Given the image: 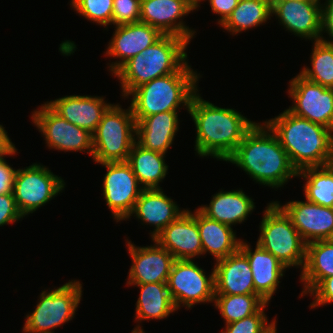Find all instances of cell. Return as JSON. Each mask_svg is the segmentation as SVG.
<instances>
[{"instance_id": "6da1fadb", "label": "cell", "mask_w": 333, "mask_h": 333, "mask_svg": "<svg viewBox=\"0 0 333 333\" xmlns=\"http://www.w3.org/2000/svg\"><path fill=\"white\" fill-rule=\"evenodd\" d=\"M198 92L192 97L188 112L196 127V154L226 161L256 122L234 108L218 107L204 100Z\"/></svg>"}, {"instance_id": "7a4b0ae2", "label": "cell", "mask_w": 333, "mask_h": 333, "mask_svg": "<svg viewBox=\"0 0 333 333\" xmlns=\"http://www.w3.org/2000/svg\"><path fill=\"white\" fill-rule=\"evenodd\" d=\"M262 123L254 124L225 162L241 168L256 183L278 189L298 172L276 135Z\"/></svg>"}, {"instance_id": "3957f363", "label": "cell", "mask_w": 333, "mask_h": 333, "mask_svg": "<svg viewBox=\"0 0 333 333\" xmlns=\"http://www.w3.org/2000/svg\"><path fill=\"white\" fill-rule=\"evenodd\" d=\"M264 123L276 135L297 172L329 164L333 156V130L288 109Z\"/></svg>"}, {"instance_id": "277c9868", "label": "cell", "mask_w": 333, "mask_h": 333, "mask_svg": "<svg viewBox=\"0 0 333 333\" xmlns=\"http://www.w3.org/2000/svg\"><path fill=\"white\" fill-rule=\"evenodd\" d=\"M187 62L179 71L157 77L132 90L130 107L135 121L168 111H179L181 107L189 112L190 102L198 91L200 73ZM182 105V106H181Z\"/></svg>"}, {"instance_id": "5b68a950", "label": "cell", "mask_w": 333, "mask_h": 333, "mask_svg": "<svg viewBox=\"0 0 333 333\" xmlns=\"http://www.w3.org/2000/svg\"><path fill=\"white\" fill-rule=\"evenodd\" d=\"M190 42L175 35H163L152 46L124 63L113 75L120 81L122 97L157 77L176 73L187 62Z\"/></svg>"}, {"instance_id": "8992f818", "label": "cell", "mask_w": 333, "mask_h": 333, "mask_svg": "<svg viewBox=\"0 0 333 333\" xmlns=\"http://www.w3.org/2000/svg\"><path fill=\"white\" fill-rule=\"evenodd\" d=\"M256 243L272 253L288 269L301 268L306 259V243L293 225L290 217L275 202L267 204Z\"/></svg>"}, {"instance_id": "52a82bcc", "label": "cell", "mask_w": 333, "mask_h": 333, "mask_svg": "<svg viewBox=\"0 0 333 333\" xmlns=\"http://www.w3.org/2000/svg\"><path fill=\"white\" fill-rule=\"evenodd\" d=\"M136 141V121L131 107L112 104L92 134L93 161L124 162Z\"/></svg>"}, {"instance_id": "ba28073f", "label": "cell", "mask_w": 333, "mask_h": 333, "mask_svg": "<svg viewBox=\"0 0 333 333\" xmlns=\"http://www.w3.org/2000/svg\"><path fill=\"white\" fill-rule=\"evenodd\" d=\"M48 290H42L35 310L26 315L24 333H54V328L75 317L83 295L80 281L69 280L56 289Z\"/></svg>"}, {"instance_id": "9c48e42d", "label": "cell", "mask_w": 333, "mask_h": 333, "mask_svg": "<svg viewBox=\"0 0 333 333\" xmlns=\"http://www.w3.org/2000/svg\"><path fill=\"white\" fill-rule=\"evenodd\" d=\"M65 180L40 163L17 169L13 195L19 212L25 217L58 196Z\"/></svg>"}, {"instance_id": "30bf717a", "label": "cell", "mask_w": 333, "mask_h": 333, "mask_svg": "<svg viewBox=\"0 0 333 333\" xmlns=\"http://www.w3.org/2000/svg\"><path fill=\"white\" fill-rule=\"evenodd\" d=\"M167 285L177 310L181 306L188 310L199 303L214 302V269L206 276L194 260H175Z\"/></svg>"}, {"instance_id": "8fae6325", "label": "cell", "mask_w": 333, "mask_h": 333, "mask_svg": "<svg viewBox=\"0 0 333 333\" xmlns=\"http://www.w3.org/2000/svg\"><path fill=\"white\" fill-rule=\"evenodd\" d=\"M31 118L49 149L85 152L93 157L92 134L60 117L45 102L32 111Z\"/></svg>"}, {"instance_id": "7c38bea8", "label": "cell", "mask_w": 333, "mask_h": 333, "mask_svg": "<svg viewBox=\"0 0 333 333\" xmlns=\"http://www.w3.org/2000/svg\"><path fill=\"white\" fill-rule=\"evenodd\" d=\"M291 113L333 130V88L312 82L300 73L289 81Z\"/></svg>"}, {"instance_id": "4fadbf2b", "label": "cell", "mask_w": 333, "mask_h": 333, "mask_svg": "<svg viewBox=\"0 0 333 333\" xmlns=\"http://www.w3.org/2000/svg\"><path fill=\"white\" fill-rule=\"evenodd\" d=\"M99 164L107 169L102 185L104 200L116 222L126 221L143 188L126 161Z\"/></svg>"}, {"instance_id": "5bb4252c", "label": "cell", "mask_w": 333, "mask_h": 333, "mask_svg": "<svg viewBox=\"0 0 333 333\" xmlns=\"http://www.w3.org/2000/svg\"><path fill=\"white\" fill-rule=\"evenodd\" d=\"M197 9L187 0H141L140 21L157 28L163 35H175L188 40L195 36V29L183 21Z\"/></svg>"}, {"instance_id": "9a60e30c", "label": "cell", "mask_w": 333, "mask_h": 333, "mask_svg": "<svg viewBox=\"0 0 333 333\" xmlns=\"http://www.w3.org/2000/svg\"><path fill=\"white\" fill-rule=\"evenodd\" d=\"M150 246H136L126 239L128 253L132 258L126 284H145L167 282L174 256L155 240ZM153 245V246H152Z\"/></svg>"}, {"instance_id": "2e32d148", "label": "cell", "mask_w": 333, "mask_h": 333, "mask_svg": "<svg viewBox=\"0 0 333 333\" xmlns=\"http://www.w3.org/2000/svg\"><path fill=\"white\" fill-rule=\"evenodd\" d=\"M113 37L107 45L105 56L116 60L108 64L113 75L124 63L152 46L163 34L147 23L141 21L115 26Z\"/></svg>"}, {"instance_id": "e0dca14e", "label": "cell", "mask_w": 333, "mask_h": 333, "mask_svg": "<svg viewBox=\"0 0 333 333\" xmlns=\"http://www.w3.org/2000/svg\"><path fill=\"white\" fill-rule=\"evenodd\" d=\"M153 240L167 249L176 260L199 258L203 255V247L197 226V209L194 212L186 209Z\"/></svg>"}, {"instance_id": "ac0fdd59", "label": "cell", "mask_w": 333, "mask_h": 333, "mask_svg": "<svg viewBox=\"0 0 333 333\" xmlns=\"http://www.w3.org/2000/svg\"><path fill=\"white\" fill-rule=\"evenodd\" d=\"M321 1H272V16L300 38L321 40Z\"/></svg>"}, {"instance_id": "d6986e66", "label": "cell", "mask_w": 333, "mask_h": 333, "mask_svg": "<svg viewBox=\"0 0 333 333\" xmlns=\"http://www.w3.org/2000/svg\"><path fill=\"white\" fill-rule=\"evenodd\" d=\"M306 244L327 240L333 231V208L309 201H289L281 205Z\"/></svg>"}, {"instance_id": "ffe728a7", "label": "cell", "mask_w": 333, "mask_h": 333, "mask_svg": "<svg viewBox=\"0 0 333 333\" xmlns=\"http://www.w3.org/2000/svg\"><path fill=\"white\" fill-rule=\"evenodd\" d=\"M104 99L102 96L67 95L46 104L60 117L93 134L103 114L112 105Z\"/></svg>"}, {"instance_id": "44dd1931", "label": "cell", "mask_w": 333, "mask_h": 333, "mask_svg": "<svg viewBox=\"0 0 333 333\" xmlns=\"http://www.w3.org/2000/svg\"><path fill=\"white\" fill-rule=\"evenodd\" d=\"M163 189H143L137 199L130 219L133 215L141 220L142 225L153 226L151 239L155 237L171 222L176 220L186 209L179 208L177 202L162 191Z\"/></svg>"}, {"instance_id": "7402d4cb", "label": "cell", "mask_w": 333, "mask_h": 333, "mask_svg": "<svg viewBox=\"0 0 333 333\" xmlns=\"http://www.w3.org/2000/svg\"><path fill=\"white\" fill-rule=\"evenodd\" d=\"M213 269L215 295L258 294L247 256L240 249L215 261Z\"/></svg>"}, {"instance_id": "603a6c76", "label": "cell", "mask_w": 333, "mask_h": 333, "mask_svg": "<svg viewBox=\"0 0 333 333\" xmlns=\"http://www.w3.org/2000/svg\"><path fill=\"white\" fill-rule=\"evenodd\" d=\"M247 242L242 239L239 249L247 256L255 291L269 303L288 268L258 243L253 251Z\"/></svg>"}, {"instance_id": "cb8c5ba5", "label": "cell", "mask_w": 333, "mask_h": 333, "mask_svg": "<svg viewBox=\"0 0 333 333\" xmlns=\"http://www.w3.org/2000/svg\"><path fill=\"white\" fill-rule=\"evenodd\" d=\"M178 112L157 113L136 121V141L146 149L166 154L179 131Z\"/></svg>"}, {"instance_id": "d4e9b609", "label": "cell", "mask_w": 333, "mask_h": 333, "mask_svg": "<svg viewBox=\"0 0 333 333\" xmlns=\"http://www.w3.org/2000/svg\"><path fill=\"white\" fill-rule=\"evenodd\" d=\"M198 209L207 217L233 227L247 220L255 203L242 189L220 190L212 195L209 205H201Z\"/></svg>"}, {"instance_id": "484cf974", "label": "cell", "mask_w": 333, "mask_h": 333, "mask_svg": "<svg viewBox=\"0 0 333 333\" xmlns=\"http://www.w3.org/2000/svg\"><path fill=\"white\" fill-rule=\"evenodd\" d=\"M140 288L136 304L135 322L137 326L132 331L143 332L140 323L145 320H162L169 317L177 309L171 299L167 282L126 284Z\"/></svg>"}, {"instance_id": "4316f807", "label": "cell", "mask_w": 333, "mask_h": 333, "mask_svg": "<svg viewBox=\"0 0 333 333\" xmlns=\"http://www.w3.org/2000/svg\"><path fill=\"white\" fill-rule=\"evenodd\" d=\"M197 226L203 247V255L210 253L220 260L236 252L242 239L229 225L213 220L197 208Z\"/></svg>"}, {"instance_id": "83f0119b", "label": "cell", "mask_w": 333, "mask_h": 333, "mask_svg": "<svg viewBox=\"0 0 333 333\" xmlns=\"http://www.w3.org/2000/svg\"><path fill=\"white\" fill-rule=\"evenodd\" d=\"M165 155L134 142L126 162L143 189H162L159 185L168 174L169 167L165 162Z\"/></svg>"}, {"instance_id": "f1b7e54d", "label": "cell", "mask_w": 333, "mask_h": 333, "mask_svg": "<svg viewBox=\"0 0 333 333\" xmlns=\"http://www.w3.org/2000/svg\"><path fill=\"white\" fill-rule=\"evenodd\" d=\"M333 275V244L320 240L306 245V259L300 273L303 290L299 296L308 295L324 278Z\"/></svg>"}, {"instance_id": "f546056e", "label": "cell", "mask_w": 333, "mask_h": 333, "mask_svg": "<svg viewBox=\"0 0 333 333\" xmlns=\"http://www.w3.org/2000/svg\"><path fill=\"white\" fill-rule=\"evenodd\" d=\"M272 16V0H239L231 15L219 27L236 35L264 25ZM232 32V33H231Z\"/></svg>"}, {"instance_id": "4dcf8cb0", "label": "cell", "mask_w": 333, "mask_h": 333, "mask_svg": "<svg viewBox=\"0 0 333 333\" xmlns=\"http://www.w3.org/2000/svg\"><path fill=\"white\" fill-rule=\"evenodd\" d=\"M297 177L306 181L303 191L307 201L333 208V169L329 164L304 168Z\"/></svg>"}, {"instance_id": "1f68e13d", "label": "cell", "mask_w": 333, "mask_h": 333, "mask_svg": "<svg viewBox=\"0 0 333 333\" xmlns=\"http://www.w3.org/2000/svg\"><path fill=\"white\" fill-rule=\"evenodd\" d=\"M310 55L311 68L299 72L306 79L326 88H333V42L314 41Z\"/></svg>"}, {"instance_id": "d6a6232c", "label": "cell", "mask_w": 333, "mask_h": 333, "mask_svg": "<svg viewBox=\"0 0 333 333\" xmlns=\"http://www.w3.org/2000/svg\"><path fill=\"white\" fill-rule=\"evenodd\" d=\"M213 303L229 324L255 314L267 302L259 294H243L215 295Z\"/></svg>"}, {"instance_id": "836d02e7", "label": "cell", "mask_w": 333, "mask_h": 333, "mask_svg": "<svg viewBox=\"0 0 333 333\" xmlns=\"http://www.w3.org/2000/svg\"><path fill=\"white\" fill-rule=\"evenodd\" d=\"M70 5L76 13L97 25H112L113 0H71Z\"/></svg>"}, {"instance_id": "e575fe53", "label": "cell", "mask_w": 333, "mask_h": 333, "mask_svg": "<svg viewBox=\"0 0 333 333\" xmlns=\"http://www.w3.org/2000/svg\"><path fill=\"white\" fill-rule=\"evenodd\" d=\"M269 303H265L255 314L241 320L225 324L221 333H267L276 325V319L268 323L265 308Z\"/></svg>"}, {"instance_id": "d590c367", "label": "cell", "mask_w": 333, "mask_h": 333, "mask_svg": "<svg viewBox=\"0 0 333 333\" xmlns=\"http://www.w3.org/2000/svg\"><path fill=\"white\" fill-rule=\"evenodd\" d=\"M141 0H113L112 25L140 21Z\"/></svg>"}, {"instance_id": "8d00e7d4", "label": "cell", "mask_w": 333, "mask_h": 333, "mask_svg": "<svg viewBox=\"0 0 333 333\" xmlns=\"http://www.w3.org/2000/svg\"><path fill=\"white\" fill-rule=\"evenodd\" d=\"M16 153L18 152L14 143L0 152V194L13 193L17 169H13V167L6 162L5 158L7 156H15Z\"/></svg>"}, {"instance_id": "74e56055", "label": "cell", "mask_w": 333, "mask_h": 333, "mask_svg": "<svg viewBox=\"0 0 333 333\" xmlns=\"http://www.w3.org/2000/svg\"><path fill=\"white\" fill-rule=\"evenodd\" d=\"M23 215L19 212L13 193L0 194V227L20 221Z\"/></svg>"}, {"instance_id": "f35d334b", "label": "cell", "mask_w": 333, "mask_h": 333, "mask_svg": "<svg viewBox=\"0 0 333 333\" xmlns=\"http://www.w3.org/2000/svg\"><path fill=\"white\" fill-rule=\"evenodd\" d=\"M309 294L314 298L311 309L333 303V275L324 278Z\"/></svg>"}, {"instance_id": "ab89813d", "label": "cell", "mask_w": 333, "mask_h": 333, "mask_svg": "<svg viewBox=\"0 0 333 333\" xmlns=\"http://www.w3.org/2000/svg\"><path fill=\"white\" fill-rule=\"evenodd\" d=\"M325 32L330 40L323 37ZM321 41L333 42V0H326L321 4Z\"/></svg>"}, {"instance_id": "60d3db41", "label": "cell", "mask_w": 333, "mask_h": 333, "mask_svg": "<svg viewBox=\"0 0 333 333\" xmlns=\"http://www.w3.org/2000/svg\"><path fill=\"white\" fill-rule=\"evenodd\" d=\"M239 0H208L211 11L214 14H217L218 25L220 26L227 20V18L231 15L233 9L237 6Z\"/></svg>"}, {"instance_id": "b9f144b4", "label": "cell", "mask_w": 333, "mask_h": 333, "mask_svg": "<svg viewBox=\"0 0 333 333\" xmlns=\"http://www.w3.org/2000/svg\"><path fill=\"white\" fill-rule=\"evenodd\" d=\"M7 133L3 125L0 124V142H12Z\"/></svg>"}, {"instance_id": "7bdbcfd3", "label": "cell", "mask_w": 333, "mask_h": 333, "mask_svg": "<svg viewBox=\"0 0 333 333\" xmlns=\"http://www.w3.org/2000/svg\"><path fill=\"white\" fill-rule=\"evenodd\" d=\"M196 9L200 7V2L205 0H187Z\"/></svg>"}, {"instance_id": "ee69618b", "label": "cell", "mask_w": 333, "mask_h": 333, "mask_svg": "<svg viewBox=\"0 0 333 333\" xmlns=\"http://www.w3.org/2000/svg\"><path fill=\"white\" fill-rule=\"evenodd\" d=\"M13 142H0V152L4 149H6L9 145H11Z\"/></svg>"}, {"instance_id": "f6af8a7d", "label": "cell", "mask_w": 333, "mask_h": 333, "mask_svg": "<svg viewBox=\"0 0 333 333\" xmlns=\"http://www.w3.org/2000/svg\"><path fill=\"white\" fill-rule=\"evenodd\" d=\"M272 1H299V2H303V1H320V0H272Z\"/></svg>"}, {"instance_id": "bcb514c9", "label": "cell", "mask_w": 333, "mask_h": 333, "mask_svg": "<svg viewBox=\"0 0 333 333\" xmlns=\"http://www.w3.org/2000/svg\"><path fill=\"white\" fill-rule=\"evenodd\" d=\"M331 244H333V231L331 232L330 236L327 239Z\"/></svg>"}, {"instance_id": "7dc6e473", "label": "cell", "mask_w": 333, "mask_h": 333, "mask_svg": "<svg viewBox=\"0 0 333 333\" xmlns=\"http://www.w3.org/2000/svg\"><path fill=\"white\" fill-rule=\"evenodd\" d=\"M277 326L275 325L270 331H268L267 333H277Z\"/></svg>"}, {"instance_id": "c3c4849f", "label": "cell", "mask_w": 333, "mask_h": 333, "mask_svg": "<svg viewBox=\"0 0 333 333\" xmlns=\"http://www.w3.org/2000/svg\"><path fill=\"white\" fill-rule=\"evenodd\" d=\"M329 165L333 169V156L330 158Z\"/></svg>"}, {"instance_id": "681fc988", "label": "cell", "mask_w": 333, "mask_h": 333, "mask_svg": "<svg viewBox=\"0 0 333 333\" xmlns=\"http://www.w3.org/2000/svg\"><path fill=\"white\" fill-rule=\"evenodd\" d=\"M131 333H146L145 331L143 332H135V331H132Z\"/></svg>"}]
</instances>
